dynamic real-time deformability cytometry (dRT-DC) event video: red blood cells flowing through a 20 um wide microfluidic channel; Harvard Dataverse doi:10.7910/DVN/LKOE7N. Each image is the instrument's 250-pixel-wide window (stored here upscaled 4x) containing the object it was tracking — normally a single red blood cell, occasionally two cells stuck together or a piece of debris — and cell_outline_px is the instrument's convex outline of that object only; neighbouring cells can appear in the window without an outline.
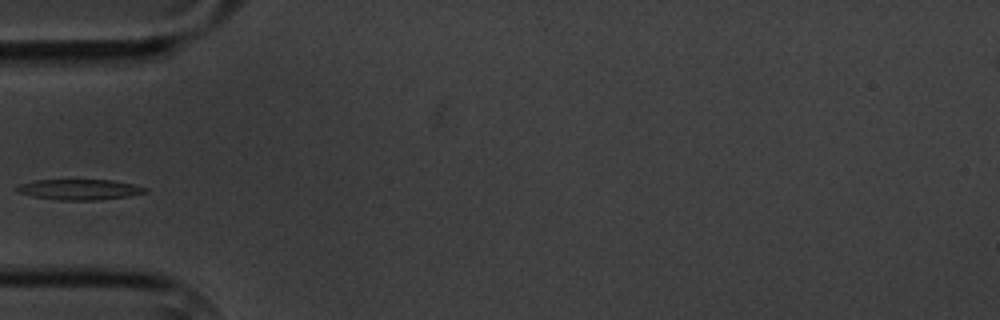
{"species": "common noctule bat (a hibernating species)", "species_latin": "Nyctalus noctula", "temperature_condition": "cold", "stored_images_in_passage": 5, "camera_frame_rate_fps": 3000, "um_per_image_px": 0.085, "animal": {"sex": "male", "body_mass_g": 20.1, "forearm_length_mm": 53.5}, "frame": {"image": 1, "passage_image": 4, "time_ms": 3.667, "image_size_px": [1000, 320], "cell_outline_px": [[148, 192], [124, 196], [96, 200], [60, 200], [32, 196], [16, 192], [12, 188], [20, 184], [36, 180], [112, 180], [132, 184], [148, 188]], "centroid_in_image_um": [6.69, 16.1], "position_along_channel_um": 78.3, "area_um2": 15.26}}
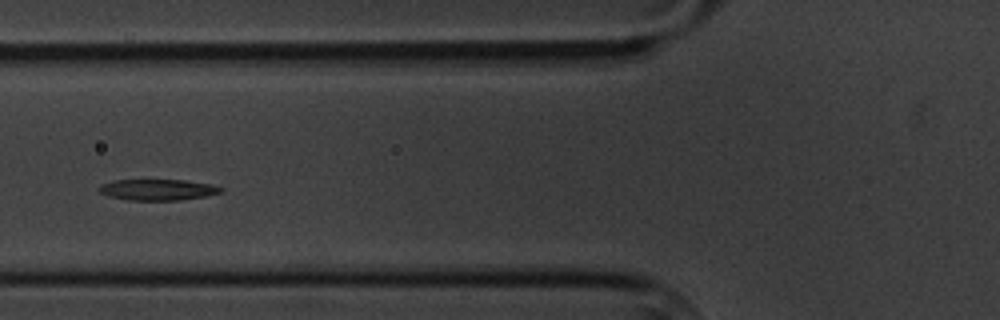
{"frame": {"image": 2, "passage_image": 5, "time_ms": 4.667, "image_size_px": [1000, 320], "cell_outline_px": [[224, 192], [204, 196], [180, 200], [128, 200], [108, 196], [100, 192], [100, 184], [112, 180], [184, 180], [212, 184], [224, 188]], "centroid_in_image_um": [13.43, 16.12], "position_along_channel_um": 112.4, "area_um2": 14.97}}